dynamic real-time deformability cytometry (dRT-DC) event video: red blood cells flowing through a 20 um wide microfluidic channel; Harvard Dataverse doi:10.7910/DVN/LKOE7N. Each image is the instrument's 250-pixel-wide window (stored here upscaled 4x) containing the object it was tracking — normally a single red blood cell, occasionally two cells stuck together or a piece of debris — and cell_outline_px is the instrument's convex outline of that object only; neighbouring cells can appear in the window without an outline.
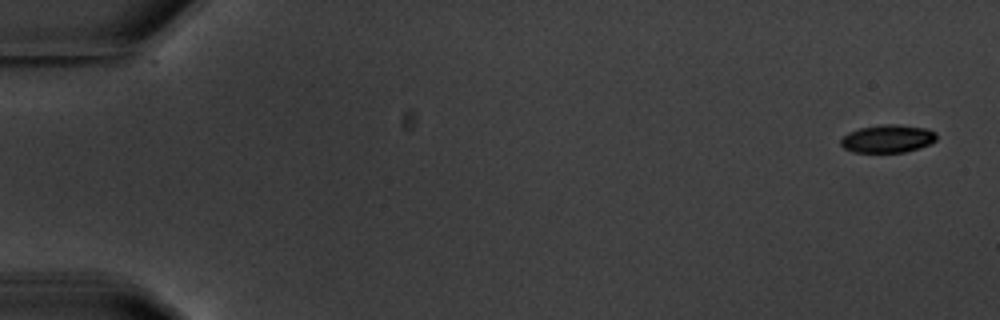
{"species": "common noctule bat (a hibernating species)", "species_latin": "Nyctalus noctula", "temperature_condition": "warm", "stored_images_in_passage": 5, "camera_frame_rate_fps": 3000, "um_per_image_px": 0.085, "animal": {"sex": "male", "body_mass_g": 20.1, "forearm_length_mm": 53.5}, "frame": {"image": 1, "passage_image": 1, "time_ms": 0.0, "image_size_px": [1000, 320], "cell_outline_px": [[936, 140], [920, 148], [904, 152], [852, 152], [844, 148], [840, 144], [840, 140], [848, 132], [860, 128], [884, 124], [896, 124], [928, 128], [936, 132]], "centroid_in_image_um": [75.45, 11.78], "position_along_channel_um": 9.5, "area_um2": 15.61}}
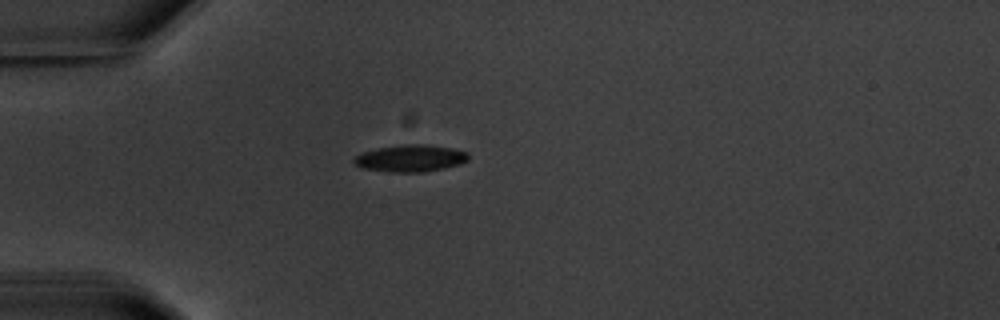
{"frame": {"image": 2, "passage_image": 5, "time_ms": 5.0, "image_size_px": [1000, 320], "cell_outline_px": [[468, 160], [460, 164], [444, 168], [424, 172], [392, 172], [360, 168], [352, 160], [360, 152], [376, 148], [400, 144], [428, 144], [452, 148], [468, 152]], "centroid_in_image_um": [34.87, 13.44], "position_along_channel_um": 50.1, "area_um2": 18.21}}